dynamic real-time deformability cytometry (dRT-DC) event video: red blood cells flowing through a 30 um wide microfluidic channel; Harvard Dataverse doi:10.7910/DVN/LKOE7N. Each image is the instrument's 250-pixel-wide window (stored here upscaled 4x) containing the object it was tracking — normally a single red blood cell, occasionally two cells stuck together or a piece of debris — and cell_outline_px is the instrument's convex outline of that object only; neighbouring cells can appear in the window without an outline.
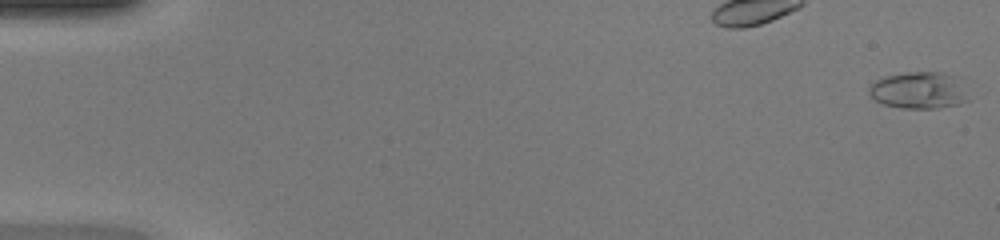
{"species": "common noctule bat (a hibernating species)", "species_latin": "Nyctalus noctula", "temperature_condition": "warm", "stored_images_in_passage": 49, "camera_frame_rate_fps": 3000, "um_per_image_px": 0.085, "animal": {"sex": "female", "body_mass_g": 20.0, "forearm_length_mm": 54.0}, "frame": {"image": 1, "passage_image": 1, "time_ms": 0.0, "image_size_px": [1000, 240], "cell_outline_px": [[972, 100], [960, 104], [936, 108], [900, 108], [884, 104], [876, 100], [868, 92], [868, 88], [876, 80], [884, 76], [908, 72], [940, 72], [960, 76]], "centroid_in_image_um": [78.2, 7.67], "position_along_channel_um": 6.8, "area_um2": 21.85}}
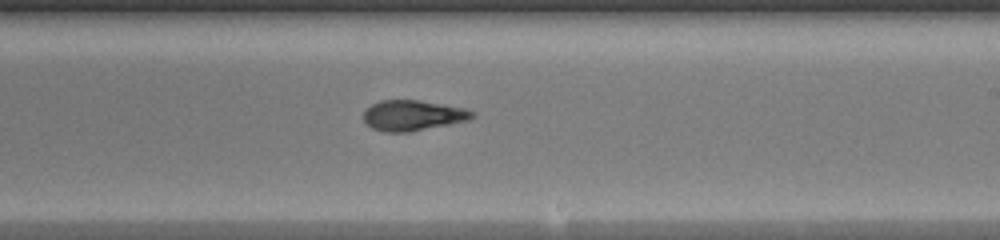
{"frame": {"image": 2, "passage_image": 30, "time_ms": 9.667, "image_size_px": [1000, 240], "cell_outline_px": [[476, 116], [468, 120], [408, 132], [384, 132], [372, 128], [364, 120], [364, 108], [380, 100], [420, 100], [464, 108], [476, 112]], "centroid_in_image_um": [35.08, 9.8], "position_along_channel_um": 253.9, "area_um2": 19.25}}
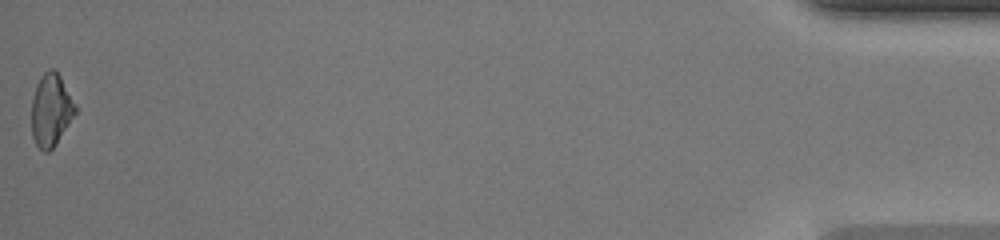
{"frame": {"image": 3, "passage_image": 49, "time_ms": 16.0, "image_size_px": [1000, 240], "cell_outline_px": [[76, 112], [56, 144], [48, 152], [44, 152], [36, 144], [32, 136], [32, 96], [36, 84], [40, 76], [48, 68], [52, 68], [60, 76], [76, 104]], "centroid_in_image_um": [4.32, 9.33], "position_along_channel_um": 430.9, "area_um2": 18.44}, "authors_computed_cell_mechanics": {"area_um2": 19.8254, "velocity_mm_per_s": 4.2921, "shape_relaxation_time_tau1_ms": null, "shape_relaxation_time_tau2_ms": 1.5602, "deformation_change_tau1": null, "deformation_change_tau2": 0.0745}}